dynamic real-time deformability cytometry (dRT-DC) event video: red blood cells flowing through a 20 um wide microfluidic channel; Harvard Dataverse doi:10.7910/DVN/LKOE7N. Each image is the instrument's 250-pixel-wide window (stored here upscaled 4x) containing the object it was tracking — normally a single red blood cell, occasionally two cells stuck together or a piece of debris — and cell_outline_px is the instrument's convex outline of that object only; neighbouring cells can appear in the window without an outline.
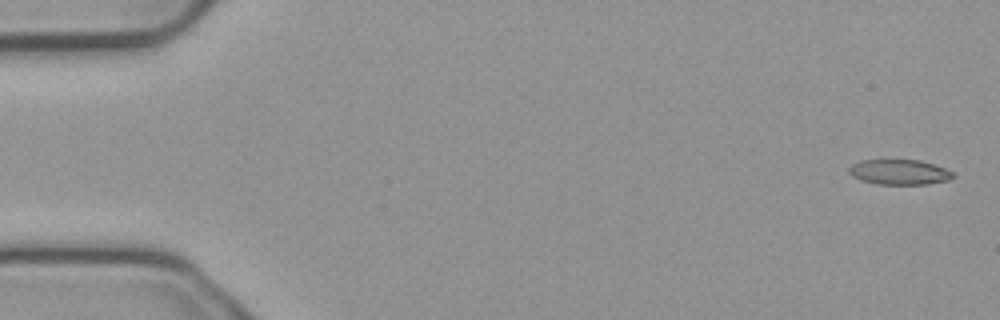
{"species": "common noctule bat (a hibernating species)", "species_latin": "Nyctalus noctula", "temperature_condition": "cold", "stored_images_in_passage": 4, "camera_frame_rate_fps": 3000, "um_per_image_px": 0.085, "animal": {"sex": "male", "body_mass_g": 23.1, "forearm_length_mm": 52.7}, "frame": {"image": 1, "passage_image": 1, "time_ms": 0.0, "image_size_px": [1000, 320], "cell_outline_px": [[956, 176], [948, 180], [928, 184], [876, 184], [860, 180], [852, 176], [848, 172], [848, 168], [852, 164], [860, 160], [920, 160], [956, 172]], "centroid_in_image_um": [76.45, 14.63], "position_along_channel_um": 8.6, "area_um2": 15.37}}